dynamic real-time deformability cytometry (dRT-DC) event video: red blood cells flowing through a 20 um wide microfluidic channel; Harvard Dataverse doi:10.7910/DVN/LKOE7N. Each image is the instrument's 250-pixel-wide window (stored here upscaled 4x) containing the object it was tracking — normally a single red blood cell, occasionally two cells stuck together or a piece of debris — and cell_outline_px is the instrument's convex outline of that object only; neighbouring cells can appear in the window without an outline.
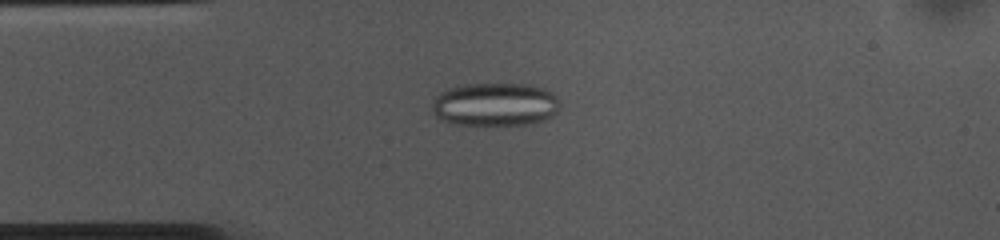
{"species": "common noctule bat (a hibernating species)", "species_latin": "Nyctalus noctula", "temperature_condition": "cold", "stored_images_in_passage": 53, "camera_frame_rate_fps": 3000, "um_per_image_px": 0.085, "animal": {"sex": "female", "body_mass_g": 10.0, "forearm_length_mm": 53.1}, "frame": {"image": 1, "passage_image": 12, "time_ms": 3.667, "image_size_px": [1000, 240], "cell_outline_px": [[560, 104], [556, 112], [552, 116], [544, 120], [524, 124], [456, 124], [444, 120], [436, 116], [432, 112], [432, 100], [440, 92], [448, 88], [464, 84], [532, 84], [544, 88], [552, 92], [556, 96]], "centroid_in_image_um": [42.08, 8.85], "position_along_channel_um": 42.9, "area_um2": 32.25}}
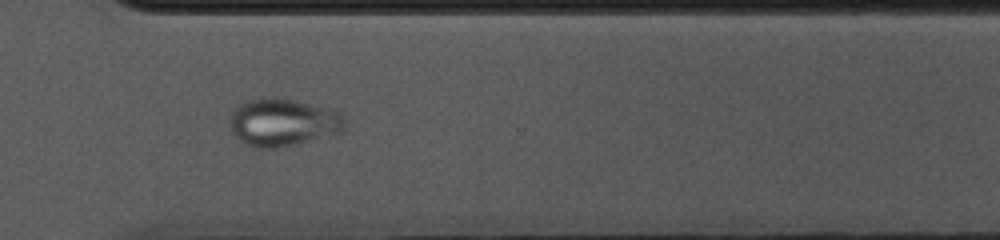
{"frame": {"image": 2, "passage_image": 38, "time_ms": 12.333, "image_size_px": [1000, 240], "cell_outline_px": [[344, 132], [280, 148], [256, 148], [244, 144], [232, 132], [228, 124], [228, 120], [232, 112], [240, 104], [248, 100], [260, 96], [272, 96], [292, 100], [328, 108], [344, 116]], "centroid_in_image_um": [24.01, 10.4], "position_along_channel_um": 346.6, "area_um2": 32.25}}
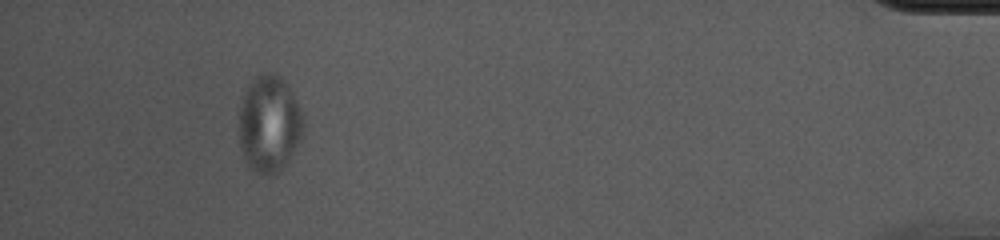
{"frame": {"image": 3, "passage_image": 49, "time_ms": 16.0, "image_size_px": [1000, 240], "cell_outline_px": [[304, 128], [300, 140], [288, 160], [280, 172], [260, 176], [244, 160], [240, 148], [236, 128], [240, 108], [244, 92], [248, 84], [256, 76], [264, 72], [272, 72], [280, 76], [288, 84], [300, 108], [304, 124]], "centroid_in_image_um": [22.84, 10.52], "position_along_channel_um": 412.4, "area_um2": 36.99}}